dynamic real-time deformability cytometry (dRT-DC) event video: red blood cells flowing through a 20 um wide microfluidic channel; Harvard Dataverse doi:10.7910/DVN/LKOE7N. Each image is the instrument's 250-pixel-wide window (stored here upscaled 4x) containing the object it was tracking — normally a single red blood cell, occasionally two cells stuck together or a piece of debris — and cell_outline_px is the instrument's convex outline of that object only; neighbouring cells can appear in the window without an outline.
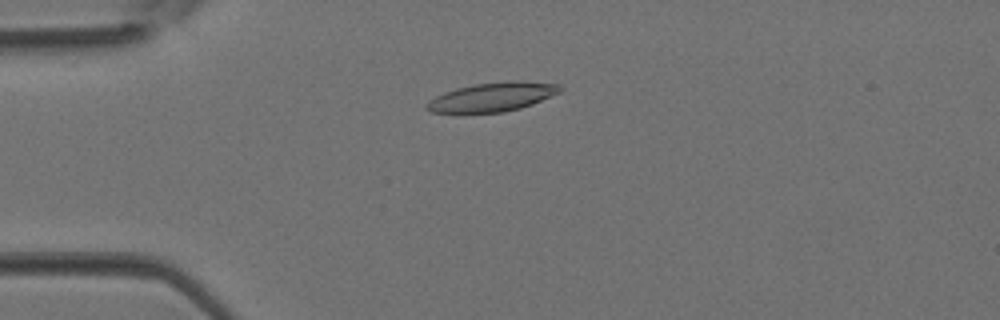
{"species": "Egyptian fruit bat (a non-hibernating species)", "species_latin": "Rousettus aegyptiacus", "temperature_condition": "room temperature", "stored_images_in_passage": 4, "camera_frame_rate_fps": 3000, "um_per_image_px": 0.085, "animal": {"sex": "female"}, "frame": {"image": 1, "passage_image": 3, "time_ms": 0.667, "image_size_px": [1000, 320], "cell_outline_px": [[564, 88], [560, 92], [532, 104], [520, 108], [504, 112], [432, 112], [424, 108], [428, 100], [444, 92], [456, 88], [476, 84], [512, 80], [524, 80], [560, 84]], "centroid_in_image_um": [41.89, 8.22], "position_along_channel_um": 43.1, "area_um2": 22.54}}